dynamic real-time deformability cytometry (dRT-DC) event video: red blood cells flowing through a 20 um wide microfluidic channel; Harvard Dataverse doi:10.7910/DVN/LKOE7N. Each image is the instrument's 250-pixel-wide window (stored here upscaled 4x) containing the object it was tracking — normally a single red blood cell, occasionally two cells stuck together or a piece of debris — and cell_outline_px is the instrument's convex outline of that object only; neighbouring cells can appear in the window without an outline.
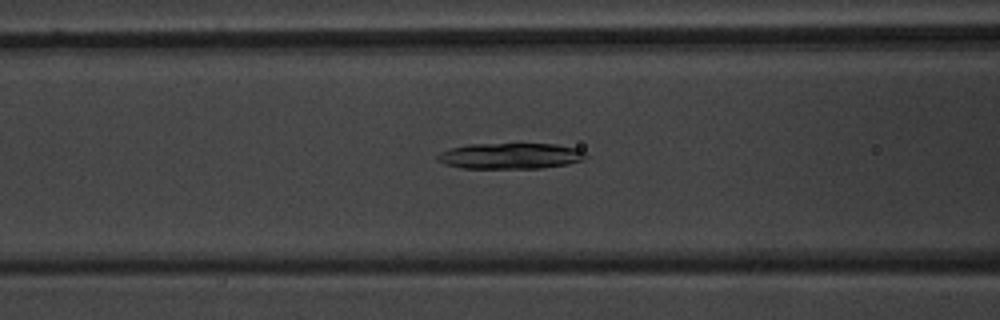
{"species": "common noctule bat (a hibernating species)", "species_latin": "Nyctalus noctula", "temperature_condition": "warm", "stored_images_in_passage": 50, "camera_frame_rate_fps": 3000, "um_per_image_px": 0.085, "animal": {"sex": "male", "body_mass_g": 20.1, "forearm_length_mm": 53.5}, "frame": {"image": 1, "passage_image": 19, "time_ms": 6.0, "image_size_px": [1000, 320], "cell_outline_px": [[588, 156], [584, 160], [568, 164], [540, 168], [464, 168], [444, 164], [436, 160], [436, 156], [440, 152], [448, 148], [468, 144], [556, 144], [576, 148], [584, 152]], "centroid_in_image_um": [43.36, 13.25], "position_along_channel_um": 123.2, "area_um2": 22.48}}
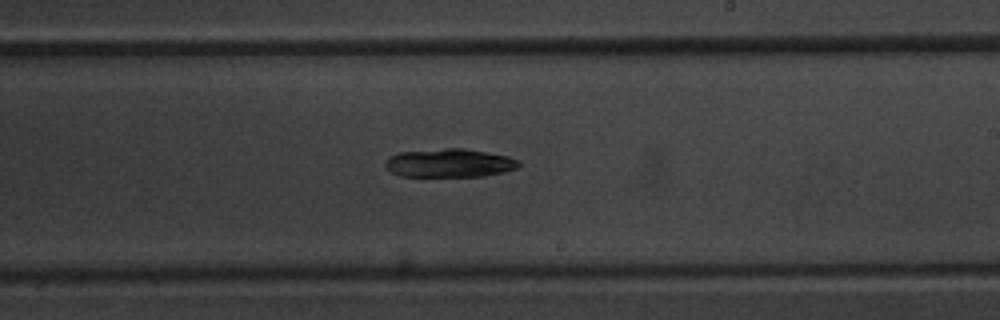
{"frame": {"image": 2, "passage_image": 29, "time_ms": 9.333, "image_size_px": [1000, 320], "cell_outline_px": [[520, 164], [516, 168], [504, 172], [484, 176], [400, 176], [388, 172], [384, 168], [384, 164], [388, 156], [400, 152], [444, 148], [464, 148], [508, 156], [520, 160]], "centroid_in_image_um": [38.15, 13.86], "position_along_channel_um": 250.8, "area_um2": 22.43}}
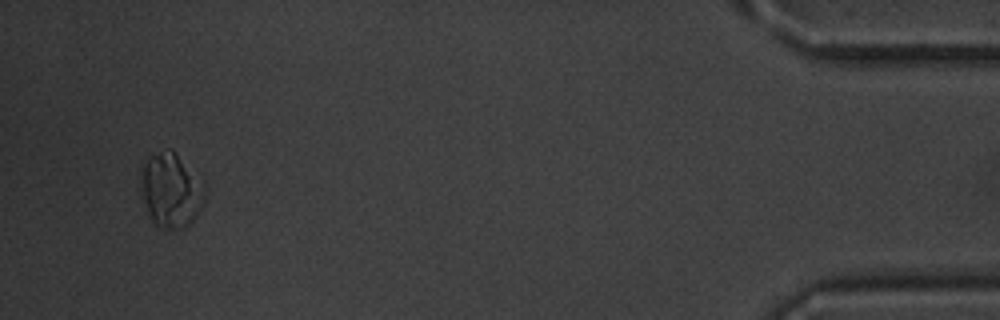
{"frame": {"image": 3, "passage_image": 48, "time_ms": 15.667, "image_size_px": [1000, 320], "cell_outline_px": [[208, 188], [204, 204], [196, 216], [184, 228], [160, 228], [152, 220], [148, 212], [136, 180], [140, 164], [164, 148], [172, 148], [204, 180]], "centroid_in_image_um": [14.53, 16.11], "position_along_channel_um": 420.7, "area_um2": 28.96}, "authors_computed_cell_mechanics": {"area_um2": 23.2934, "velocity_mm_per_s": 3.8334, "shape_relaxation_time_tau1_ms": 6.6126, "shape_relaxation_time_tau2_ms": null, "deformation_change_tau1": 0.1775, "deformation_change_tau2": null}}